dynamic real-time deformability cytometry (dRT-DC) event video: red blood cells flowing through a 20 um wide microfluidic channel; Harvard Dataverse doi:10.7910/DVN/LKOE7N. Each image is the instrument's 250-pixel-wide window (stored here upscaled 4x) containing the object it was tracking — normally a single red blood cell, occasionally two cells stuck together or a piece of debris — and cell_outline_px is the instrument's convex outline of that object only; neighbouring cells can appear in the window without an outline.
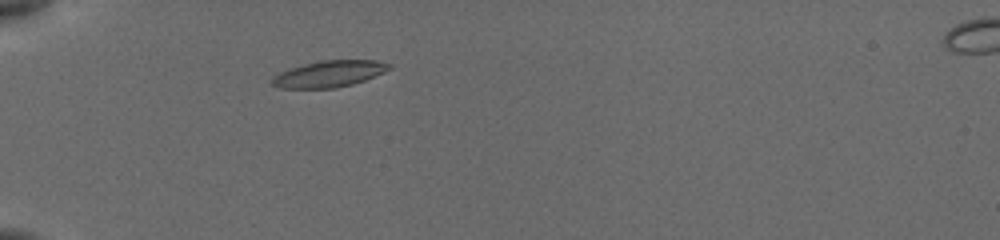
{"species": "common noctule bat (a hibernating species)", "species_latin": "Nyctalus noctula", "temperature_condition": "cold", "stored_images_in_passage": 44, "camera_frame_rate_fps": 3000, "um_per_image_px": 0.085, "animal": {"sex": "female", "body_mass_g": 19.5, "forearm_length_mm": 54.1}, "frame": {"image": 1, "passage_image": 7, "time_ms": 2.0, "image_size_px": [1000, 240], "cell_outline_px": [[392, 68], [384, 72], [364, 80], [352, 84], [336, 88], [280, 88], [272, 84], [268, 80], [272, 76], [288, 68], [320, 60], [376, 60], [392, 64]], "centroid_in_image_um": [27.94, 6.27], "position_along_channel_um": 57.1, "area_um2": 18.21}}
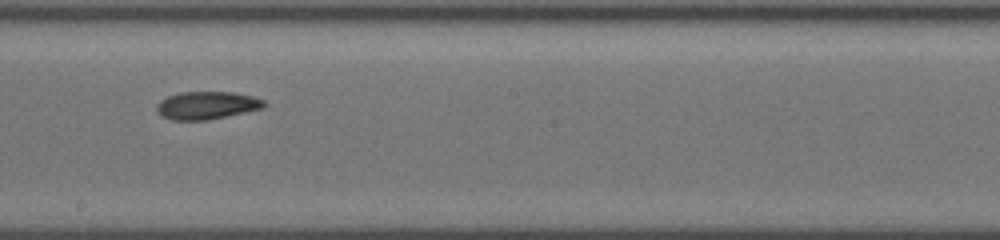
{"frame": {"image": 2, "passage_image": 22, "time_ms": 7.0, "image_size_px": [1000, 240], "cell_outline_px": [[268, 104], [264, 108], [208, 120], [172, 120], [160, 116], [156, 112], [156, 104], [160, 100], [168, 96], [180, 92], [236, 92], [252, 96], [264, 100]], "centroid_in_image_um": [17.57, 8.95], "position_along_channel_um": 230.6, "area_um2": 17.63}}
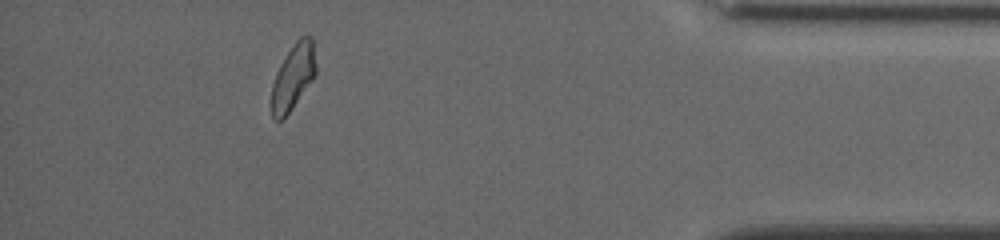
{"frame": {"image": 3, "passage_image": 39, "time_ms": 12.667, "image_size_px": [1000, 240], "cell_outline_px": [[316, 72], [312, 80], [292, 108], [280, 120], [276, 120], [272, 116], [272, 84], [276, 72], [280, 64], [296, 40], [300, 36], [312, 36], [316, 64]], "centroid_in_image_um": [24.93, 6.49], "position_along_channel_um": 410.3, "area_um2": 16.65}, "authors_computed_cell_mechanics": {"area_um2": 17.629, "velocity_mm_per_s": 3.844, "shape_relaxation_time_tau1_ms": 3.3446, "shape_relaxation_time_tau2_ms": 6.4573, "deformation_change_tau1": 0.112, "deformation_change_tau2": 0.1093}}